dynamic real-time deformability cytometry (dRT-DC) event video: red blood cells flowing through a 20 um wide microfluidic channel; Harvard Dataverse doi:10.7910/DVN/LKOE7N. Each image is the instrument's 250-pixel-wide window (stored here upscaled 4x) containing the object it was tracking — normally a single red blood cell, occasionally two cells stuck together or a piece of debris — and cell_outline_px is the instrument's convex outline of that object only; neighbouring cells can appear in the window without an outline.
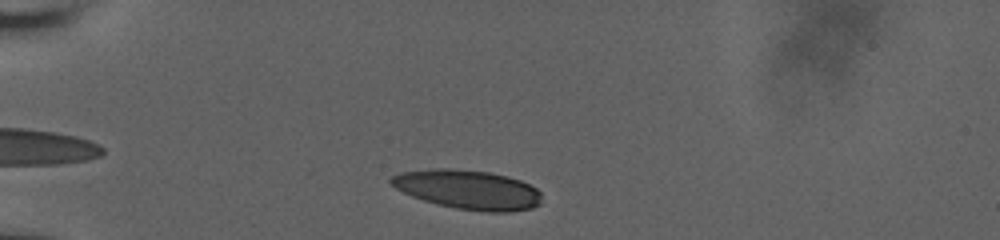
{"species": "human", "species_latin": "Homo sapiens", "temperature_condition": "room temperature", "stored_images_in_passage": 36, "camera_frame_rate_fps": 3000, "um_per_image_px": 0.085, "donor": {"sex": "male"}, "frame": {"image": 1, "passage_image": 3, "time_ms": 0.667, "image_size_px": [1000, 240], "cell_outline_px": [[540, 204], [532, 208], [508, 212], [488, 212], [456, 208], [436, 204], [412, 196], [396, 188], [388, 180], [392, 176], [400, 172], [432, 168], [448, 168], [488, 172], [508, 176], [520, 180], [536, 188], [540, 192]], "centroid_in_image_um": [39.77, 16.11], "position_along_channel_um": 45.2, "area_um2": 34.39}}
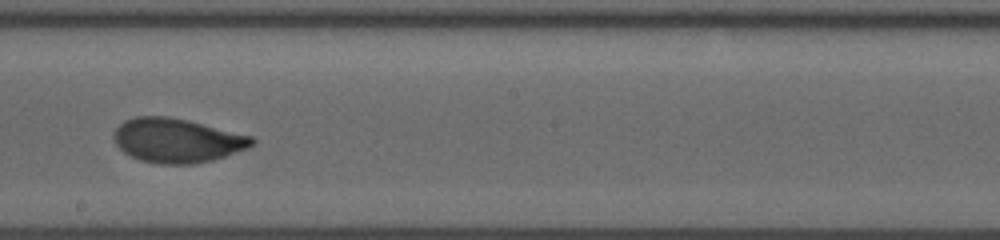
{"frame": {"image": 2, "passage_image": 21, "time_ms": 6.667, "image_size_px": [1000, 240], "cell_outline_px": [[256, 144], [248, 148], [212, 160], [192, 164], [160, 164], [140, 160], [124, 152], [112, 140], [112, 132], [124, 120], [136, 116], [168, 116], [188, 120], [252, 136], [256, 140]], "centroid_in_image_um": [15.03, 11.93], "position_along_channel_um": 233.2, "area_um2": 35.72}}
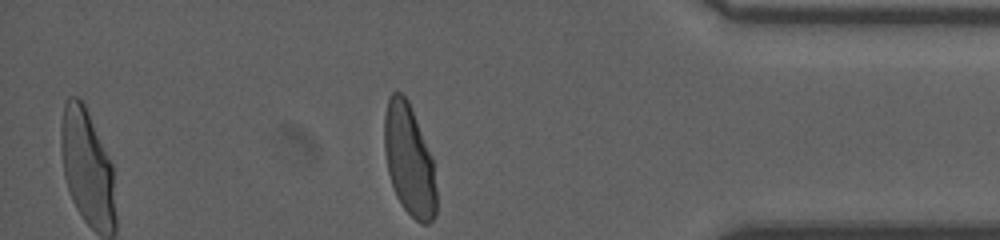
{"frame": {"image": 3, "passage_image": 36, "time_ms": 11.667, "image_size_px": [1000, 240], "cell_outline_px": [[436, 216], [428, 224], [420, 224], [404, 208], [396, 196], [388, 172], [384, 152], [384, 116], [388, 96], [392, 92], [400, 92], [408, 100], [432, 156], [436, 188]], "centroid_in_image_um": [34.77, 13.61], "position_along_channel_um": 400.4, "area_um2": 33.81}, "authors_computed_cell_mechanics": {"area_um2": 35.6048, "velocity_mm_per_s": 3.8224, "shape_relaxation_time_tau1_ms": 4.9572, "shape_relaxation_time_tau2_ms": null, "deformation_change_tau1": 0.1954, "deformation_change_tau2": null}}